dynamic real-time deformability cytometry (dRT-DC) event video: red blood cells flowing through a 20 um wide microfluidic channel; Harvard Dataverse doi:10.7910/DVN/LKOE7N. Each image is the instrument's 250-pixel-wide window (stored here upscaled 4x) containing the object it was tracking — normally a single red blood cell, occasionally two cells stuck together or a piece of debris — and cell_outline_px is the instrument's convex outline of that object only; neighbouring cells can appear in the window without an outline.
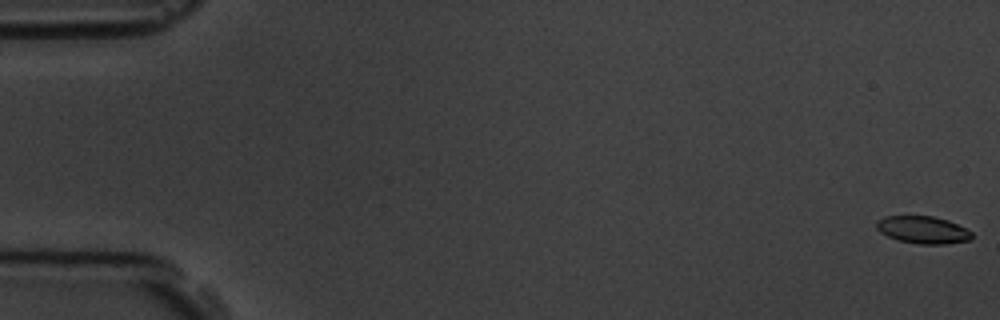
{"species": "common noctule bat (a hibernating species)", "species_latin": "Nyctalus noctula", "temperature_condition": "room temperature", "stored_images_in_passage": 6, "camera_frame_rate_fps": 3000, "um_per_image_px": 0.085, "animal": {"sex": "male", "body_mass_g": 19.5, "forearm_length_mm": 54.6}, "frame": {"image": 1, "passage_image": 1, "time_ms": 0.0, "image_size_px": [1000, 320], "cell_outline_px": [[972, 236], [968, 240], [944, 244], [916, 244], [900, 240], [888, 236], [880, 232], [876, 228], [876, 220], [884, 216], [932, 216], [948, 220], [972, 232]], "centroid_in_image_um": [78.4, 19.53], "position_along_channel_um": 6.6, "area_um2": 15.09}}
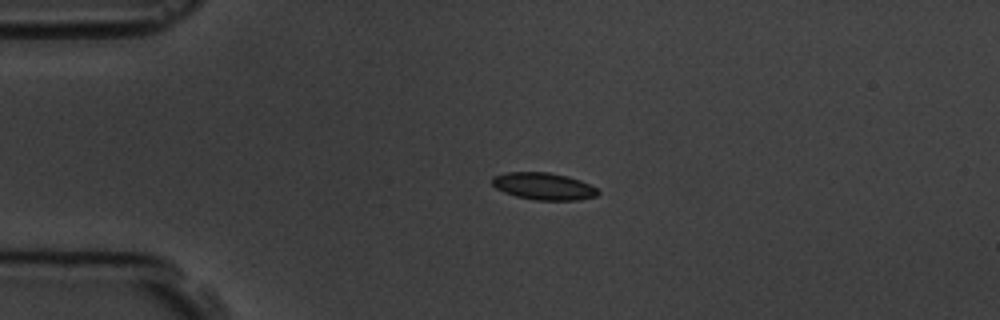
{"frame": {"image": 2, "passage_image": 5, "time_ms": 4.333, "image_size_px": [1000, 320], "cell_outline_px": [[600, 192], [596, 196], [580, 200], [536, 200], [516, 196], [504, 192], [496, 188], [492, 184], [492, 176], [504, 172], [548, 172], [568, 176], [580, 180], [596, 188]], "centroid_in_image_um": [46.19, 15.82], "position_along_channel_um": 38.8, "area_um2": 16.76}}